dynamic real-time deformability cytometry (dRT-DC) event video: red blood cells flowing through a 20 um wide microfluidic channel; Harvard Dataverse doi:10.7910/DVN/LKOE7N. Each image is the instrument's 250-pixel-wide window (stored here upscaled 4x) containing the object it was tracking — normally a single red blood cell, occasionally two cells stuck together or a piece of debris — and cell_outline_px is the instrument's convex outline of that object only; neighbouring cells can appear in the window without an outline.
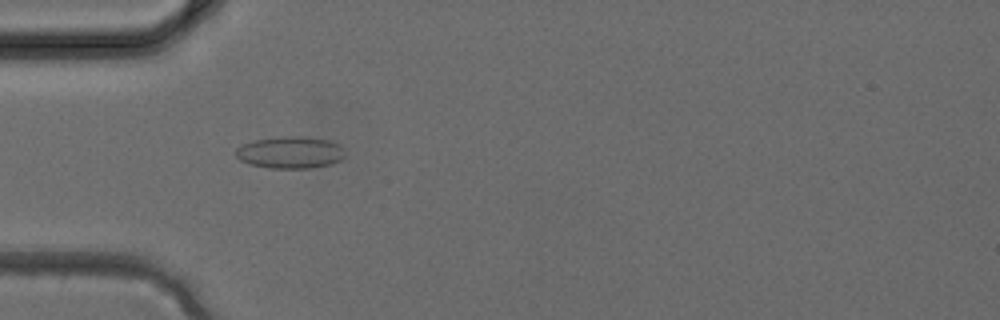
{"species": "common noctule bat (a hibernating species)", "species_latin": "Nyctalus noctula", "temperature_condition": "cold", "stored_images_in_passage": 4, "camera_frame_rate_fps": 3000, "um_per_image_px": 0.085, "animal": {"sex": "female", "body_mass_g": 24.6, "forearm_length_mm": 56.2}, "frame": {"image": 1, "passage_image": 3, "time_ms": 0.667, "image_size_px": [1000, 320], "cell_outline_px": [[344, 156], [340, 160], [332, 164], [308, 168], [268, 168], [248, 164], [240, 160], [236, 156], [236, 148], [244, 144], [256, 140], [280, 136], [308, 136], [328, 140], [336, 144], [344, 152]], "centroid_in_image_um": [24.65, 12.96], "position_along_channel_um": 60.4, "area_um2": 20.29}}
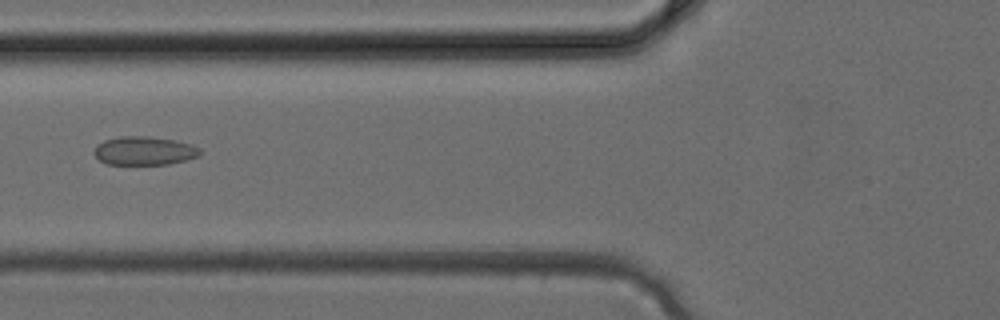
{"frame": {"image": 2, "passage_image": 4, "time_ms": 1.0, "image_size_px": [1000, 320], "cell_outline_px": [[200, 156], [168, 164], [108, 164], [100, 160], [92, 152], [96, 144], [104, 140], [120, 136], [148, 136], [176, 140], [192, 144], [200, 148]], "centroid_in_image_um": [12.25, 12.8], "position_along_channel_um": 113.5, "area_um2": 17.74}}